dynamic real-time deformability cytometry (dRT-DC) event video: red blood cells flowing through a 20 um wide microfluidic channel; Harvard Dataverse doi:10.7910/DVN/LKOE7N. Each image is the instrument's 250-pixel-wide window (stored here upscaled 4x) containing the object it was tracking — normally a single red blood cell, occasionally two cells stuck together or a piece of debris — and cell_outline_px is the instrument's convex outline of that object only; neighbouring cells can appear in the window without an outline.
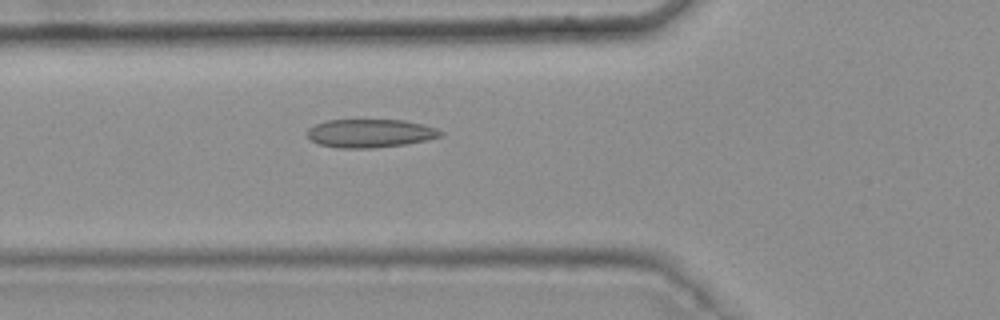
{"species": "common noctule bat (a hibernating species)", "species_latin": "Nyctalus noctula", "temperature_condition": "warm", "stored_images_in_passage": 37, "camera_frame_rate_fps": 3000, "um_per_image_px": 0.085, "animal": {"sex": "female", "body_mass_g": 25.1}, "frame": {"image": 1, "passage_image": 8, "time_ms": 2.333, "image_size_px": [1000, 320], "cell_outline_px": [[444, 136], [428, 140], [404, 144], [372, 148], [340, 148], [316, 144], [308, 136], [308, 128], [316, 124], [328, 120], [404, 120], [424, 124], [436, 128], [444, 132]], "centroid_in_image_um": [31.5, 11.33], "position_along_channel_um": 94.3, "area_um2": 22.14}}
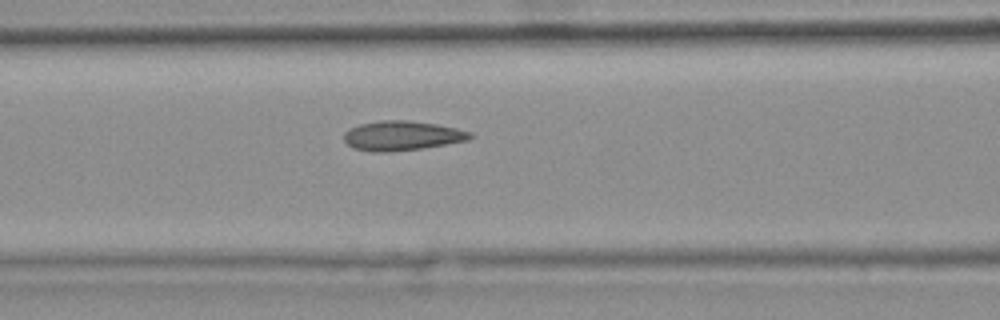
{"frame": {"image": 2, "passage_image": 11, "time_ms": 3.333, "image_size_px": [1000, 320], "cell_outline_px": [[476, 136], [468, 140], [420, 148], [388, 152], [372, 152], [352, 148], [344, 140], [344, 132], [348, 128], [360, 124], [380, 120], [408, 120], [436, 124], [456, 128], [472, 132]], "centroid_in_image_um": [34.15, 11.53], "position_along_channel_um": 132.4, "area_um2": 21.79}}
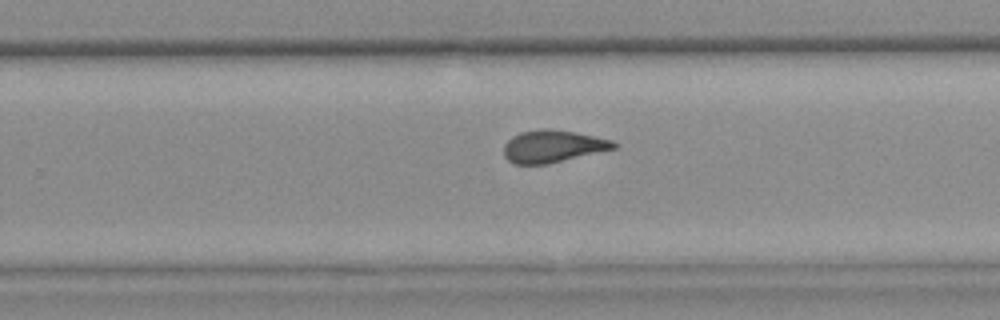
{"frame": {"image": 3, "passage_image": 23, "time_ms": 7.333, "image_size_px": [1000, 320], "cell_outline_px": [[616, 148], [548, 164], [516, 164], [508, 160], [504, 156], [504, 144], [512, 136], [520, 132], [544, 128], [548, 128], [576, 132], [612, 140], [616, 144]], "centroid_in_image_um": [46.96, 12.43], "position_along_channel_um": 282.8, "area_um2": 20.63}, "authors_computed_cell_mechanics": {"area_um2": 20.9814, "velocity_mm_per_s": 3.7712, "shape_relaxation_time_tau1_ms": null, "shape_relaxation_time_tau2_ms": 1.8989, "deformation_change_tau1": null, "deformation_change_tau2": 0.0793}}